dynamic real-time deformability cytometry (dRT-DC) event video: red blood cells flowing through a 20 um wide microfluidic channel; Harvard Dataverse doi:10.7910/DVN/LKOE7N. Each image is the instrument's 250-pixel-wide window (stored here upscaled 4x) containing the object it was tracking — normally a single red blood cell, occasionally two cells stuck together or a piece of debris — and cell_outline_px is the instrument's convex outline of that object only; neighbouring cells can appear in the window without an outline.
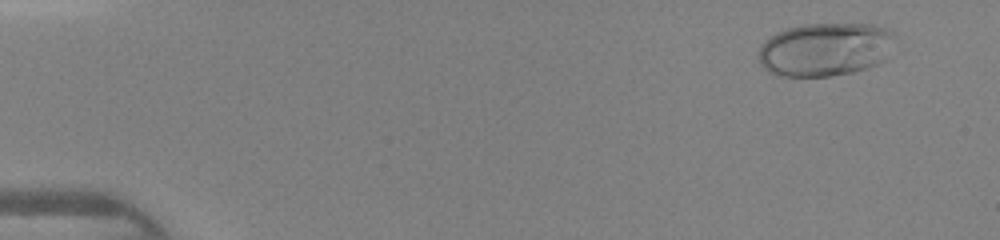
{"species": "human", "species_latin": "Homo sapiens", "temperature_condition": "warm", "stored_images_in_passage": 44, "camera_frame_rate_fps": 3000, "um_per_image_px": 0.085, "donor": {"sex": "female"}, "frame": {"image": 1, "passage_image": 2, "time_ms": 0.333, "image_size_px": [1000, 240], "cell_outline_px": [[896, 36], [884, 60], [868, 68], [852, 72], [828, 76], [780, 76], [768, 72], [760, 64], [756, 56], [760, 44], [776, 32], [788, 28], [804, 24], [880, 24], [888, 28]], "centroid_in_image_um": [70.11, 4.19], "position_along_channel_um": 14.9, "area_um2": 42.95}}
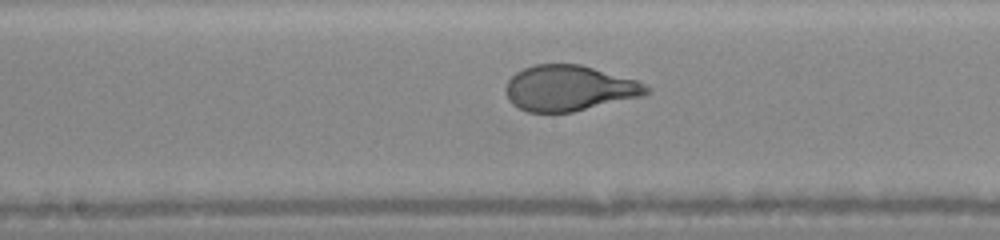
{"frame": {"image": 2, "passage_image": 23, "time_ms": 7.333, "image_size_px": [1000, 240], "cell_outline_px": [[652, 92], [644, 96], [572, 112], [528, 112], [512, 104], [508, 100], [504, 92], [504, 88], [508, 80], [516, 72], [524, 68], [536, 64], [580, 64], [636, 80], [652, 88]], "centroid_in_image_um": [48.38, 7.5], "position_along_channel_um": 199.8, "area_um2": 37.57}}
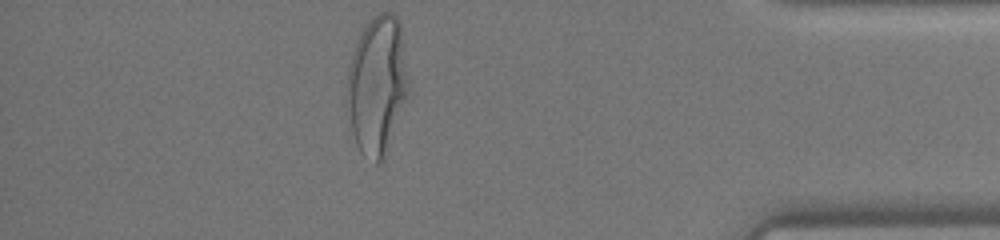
{"frame": {"image": 3, "passage_image": 39, "time_ms": 12.667, "image_size_px": [1000, 240], "cell_outline_px": [[412, 92], [384, 160], [380, 164], [376, 164], [360, 152], [356, 144], [352, 132], [344, 96], [348, 68], [356, 40], [372, 16], [380, 12], [392, 12], [400, 20]], "centroid_in_image_um": [32.1, 7.27], "position_along_channel_um": 403.1, "area_um2": 51.67}}